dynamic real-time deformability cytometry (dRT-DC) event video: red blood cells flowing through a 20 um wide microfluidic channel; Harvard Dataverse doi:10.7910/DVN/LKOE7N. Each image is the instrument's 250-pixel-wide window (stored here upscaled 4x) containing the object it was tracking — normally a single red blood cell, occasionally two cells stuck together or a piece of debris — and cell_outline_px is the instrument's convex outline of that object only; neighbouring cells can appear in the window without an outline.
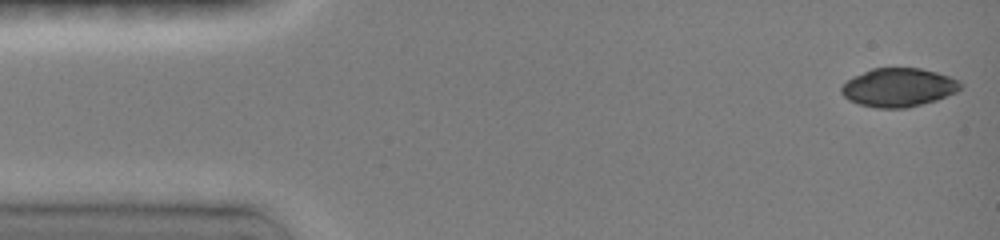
{"species": "common noctule bat (a hibernating species)", "species_latin": "Nyctalus noctula", "temperature_condition": "room temperature", "stored_images_in_passage": 11, "camera_frame_rate_fps": 3000, "um_per_image_px": 0.085, "animal": {"sex": "female", "body_mass_g": 19.0, "forearm_length_mm": 51.5}, "frame": {"image": 1, "passage_image": 1, "time_ms": 0.0, "image_size_px": [1000, 240], "cell_outline_px": [[964, 84], [956, 92], [936, 100], [908, 108], [876, 108], [860, 104], [848, 100], [840, 92], [840, 88], [852, 76], [872, 68], [920, 68], [936, 72], [960, 80]], "centroid_in_image_um": [76.37, 7.43], "position_along_channel_um": 8.6, "area_um2": 26.88}}
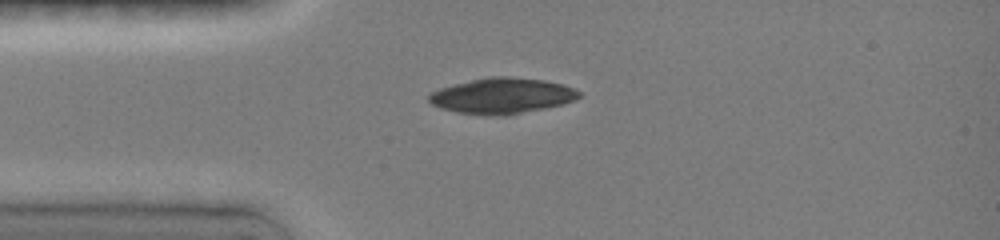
{"frame": {"image": 2, "passage_image": 10, "time_ms": 3.333, "image_size_px": [1000, 240], "cell_outline_px": [[580, 96], [576, 100], [564, 104], [508, 116], [488, 116], [456, 112], [440, 108], [432, 104], [428, 100], [428, 96], [432, 92], [440, 88], [472, 80], [492, 76], [504, 76], [544, 80], [564, 84], [580, 92]], "centroid_in_image_um": [42.69, 8.16], "position_along_channel_um": 42.3, "area_um2": 31.33}}